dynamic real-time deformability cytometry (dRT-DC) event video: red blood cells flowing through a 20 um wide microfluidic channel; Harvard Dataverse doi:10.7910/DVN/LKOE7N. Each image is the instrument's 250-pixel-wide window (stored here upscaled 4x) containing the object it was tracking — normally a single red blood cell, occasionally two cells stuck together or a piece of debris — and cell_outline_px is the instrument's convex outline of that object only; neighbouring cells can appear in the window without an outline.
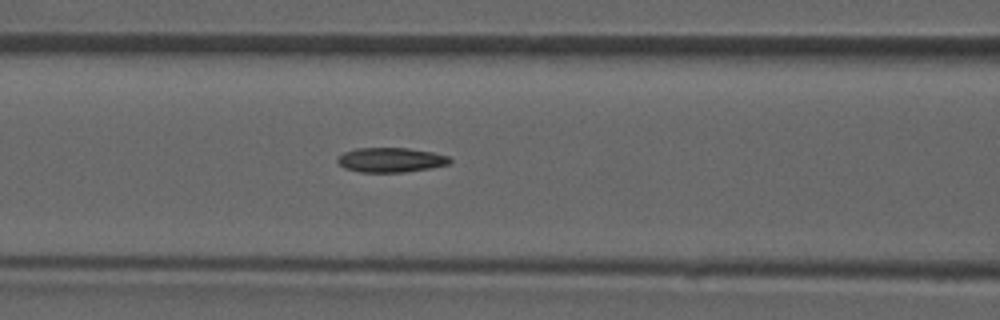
{"species": "common noctule bat (a hibernating species)", "species_latin": "Nyctalus noctula", "temperature_condition": "room temperature", "stored_images_in_passage": 45, "camera_frame_rate_fps": 3000, "um_per_image_px": 0.085, "animal": {"sex": "male", "forearm_length_mm": 52.5}, "frame": {"image": 1, "passage_image": 20, "time_ms": 6.333, "image_size_px": [1000, 320], "cell_outline_px": [[452, 160], [448, 164], [428, 168], [404, 172], [360, 172], [344, 168], [336, 160], [336, 156], [344, 152], [356, 148], [408, 148], [432, 152], [448, 156]], "centroid_in_image_um": [33.17, 13.59], "position_along_channel_um": 133.4, "area_um2": 16.07}}